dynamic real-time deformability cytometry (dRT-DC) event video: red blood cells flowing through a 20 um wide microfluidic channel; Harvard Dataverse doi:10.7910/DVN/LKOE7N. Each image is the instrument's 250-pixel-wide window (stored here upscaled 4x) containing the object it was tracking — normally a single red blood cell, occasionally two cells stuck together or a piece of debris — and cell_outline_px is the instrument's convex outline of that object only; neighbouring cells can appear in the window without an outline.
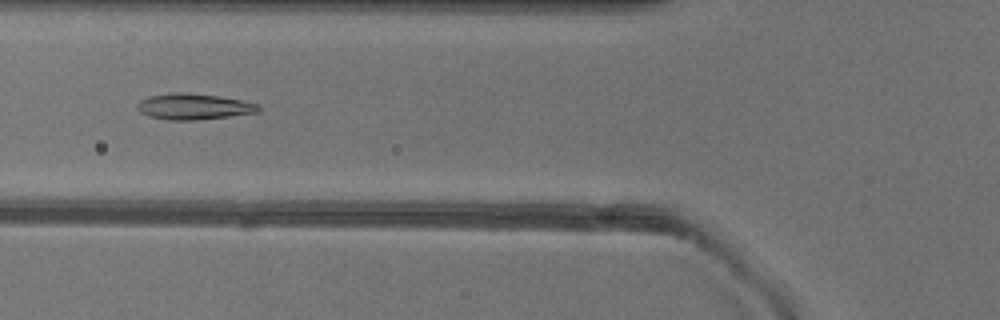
{"species": "common noctule bat (a hibernating species)", "species_latin": "Nyctalus noctula", "temperature_condition": "warm", "stored_images_in_passage": 50, "camera_frame_rate_fps": 3000, "um_per_image_px": 0.085, "animal": {"sex": "female"}, "frame": {"image": 1, "passage_image": 18, "time_ms": 5.667, "image_size_px": [1000, 320], "cell_outline_px": [[260, 112], [196, 120], [168, 120], [148, 116], [140, 112], [136, 108], [136, 104], [140, 100], [148, 96], [172, 92], [180, 92], [220, 96], [260, 104]], "centroid_in_image_um": [16.44, 9.05], "position_along_channel_um": 109.4, "area_um2": 18.44}}
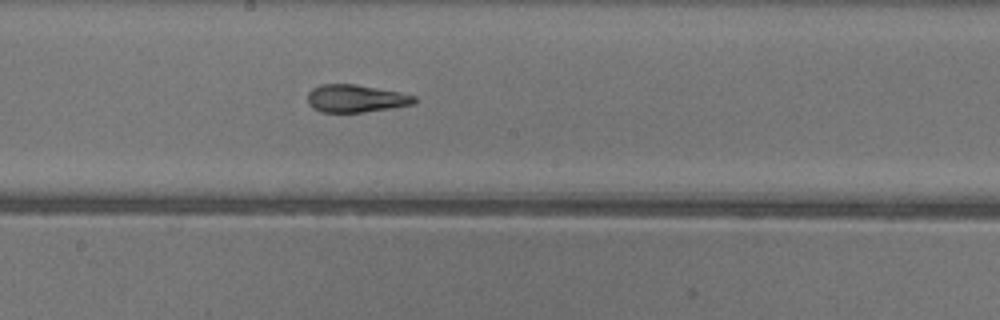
{"frame": {"image": 2, "passage_image": 26, "time_ms": 8.333, "image_size_px": [1000, 320], "cell_outline_px": [[416, 104], [360, 112], [320, 112], [312, 108], [308, 104], [308, 92], [312, 88], [320, 84], [356, 84], [416, 96]], "centroid_in_image_um": [30.19, 8.37], "position_along_channel_um": 218.0, "area_um2": 17.05}}
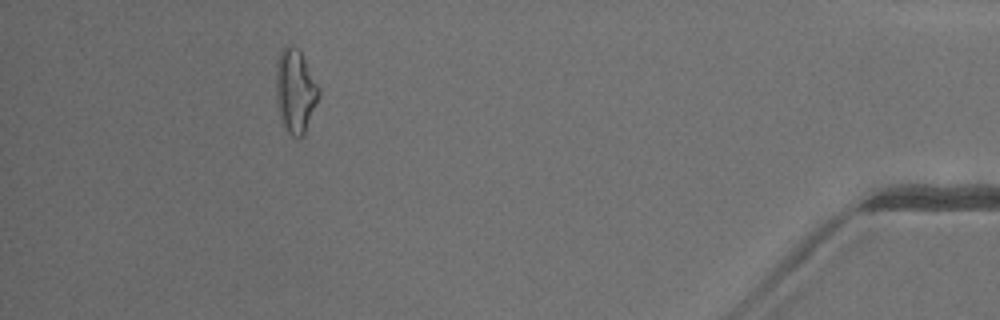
{"frame": {"image": 3, "passage_image": 45, "time_ms": 14.667, "image_size_px": [1000, 320], "cell_outline_px": [[320, 96], [304, 136], [292, 136], [284, 128], [280, 116], [276, 100], [276, 60], [280, 52], [288, 44], [292, 44], [300, 52], [320, 88]], "centroid_in_image_um": [25.1, 7.74], "position_along_channel_um": 410.1, "area_um2": 20.92}, "authors_computed_cell_mechanics": {"area_um2": 18.3804, "velocity_mm_per_s": 4.0549, "shape_relaxation_time_tau1_ms": 7.8328, "shape_relaxation_time_tau2_ms": 2.3901, "deformation_change_tau1": 0.2263, "deformation_change_tau2": 0.1064}}